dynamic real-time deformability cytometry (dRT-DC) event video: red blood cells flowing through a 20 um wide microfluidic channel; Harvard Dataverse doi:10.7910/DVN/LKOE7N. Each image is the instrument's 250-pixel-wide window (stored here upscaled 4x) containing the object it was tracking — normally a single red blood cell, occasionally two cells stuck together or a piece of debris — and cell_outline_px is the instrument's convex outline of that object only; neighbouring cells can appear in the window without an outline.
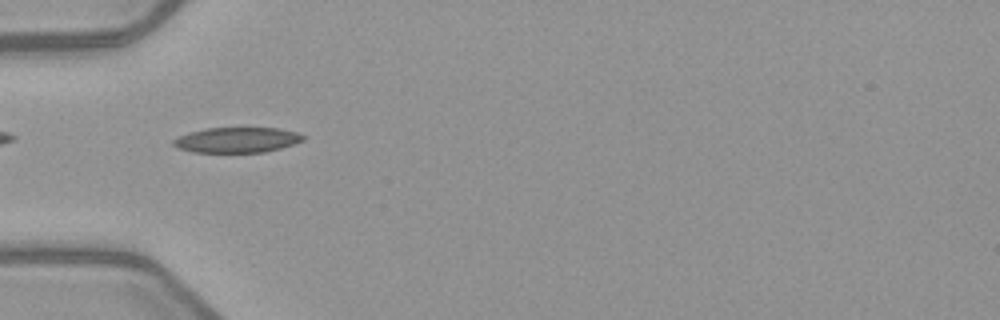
{"species": "common noctule bat (a hibernating species)", "species_latin": "Nyctalus noctula", "temperature_condition": "warm", "stored_images_in_passage": 6, "camera_frame_rate_fps": 3000, "um_per_image_px": 0.085, "animal": {"sex": "female", "body_mass_g": 21.9}, "frame": {"image": 1, "passage_image": 6, "time_ms": 5.667, "image_size_px": [1000, 320], "cell_outline_px": [[304, 140], [280, 148], [264, 152], [192, 152], [180, 148], [172, 144], [172, 140], [176, 136], [188, 132], [204, 128], [276, 128], [296, 132], [304, 136]], "centroid_in_image_um": [20.08, 11.89], "position_along_channel_um": 64.9, "area_um2": 19.07}}